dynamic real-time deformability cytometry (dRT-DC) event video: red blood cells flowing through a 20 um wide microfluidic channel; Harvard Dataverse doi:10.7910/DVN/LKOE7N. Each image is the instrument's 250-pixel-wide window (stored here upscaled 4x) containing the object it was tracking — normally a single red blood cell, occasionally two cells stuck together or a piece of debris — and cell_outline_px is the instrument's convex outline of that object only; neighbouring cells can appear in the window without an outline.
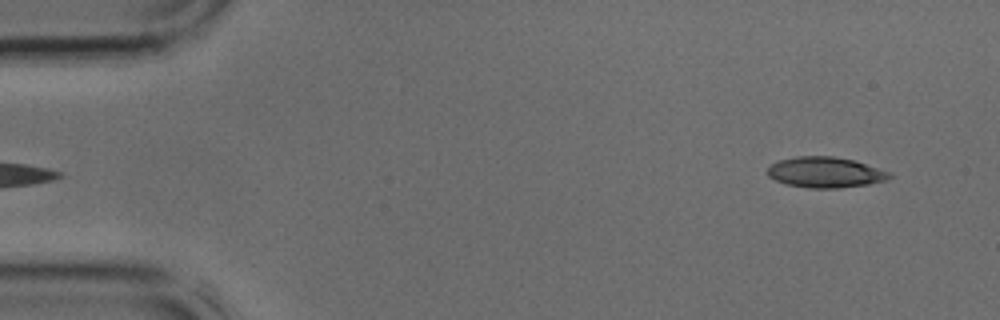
{"species": "common noctule bat (a hibernating species)", "species_latin": "Nyctalus noctula", "temperature_condition": "cold", "stored_images_in_passage": 3, "camera_frame_rate_fps": 3000, "um_per_image_px": 0.085, "animal": {"sex": "male", "body_mass_g": 17.9, "forearm_length_mm": 54.2}, "frame": {"image": 1, "passage_image": 1, "time_ms": 0.0, "image_size_px": [1000, 320], "cell_outline_px": [[892, 176], [884, 180], [868, 184], [836, 188], [808, 188], [788, 184], [776, 180], [768, 176], [768, 168], [772, 164], [780, 160], [796, 156], [832, 156], [852, 160], [888, 172]], "centroid_in_image_um": [70.1, 14.65], "position_along_channel_um": 14.9, "area_um2": 21.27}}
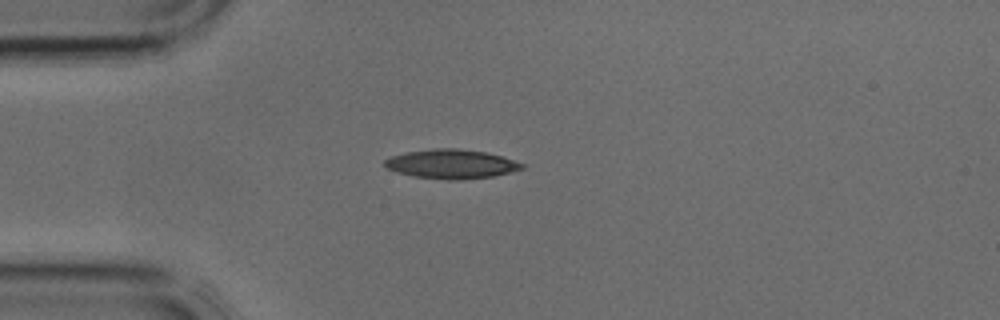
{"frame": {"image": 2, "passage_image": 3, "time_ms": 0.667, "image_size_px": [1000, 320], "cell_outline_px": [[524, 168], [492, 176], [460, 180], [448, 180], [416, 176], [396, 172], [388, 168], [384, 164], [384, 160], [392, 156], [408, 152], [436, 148], [456, 148], [484, 152], [500, 156], [524, 164]], "centroid_in_image_um": [38.34, 13.94], "position_along_channel_um": 46.7, "area_um2": 22.89}}